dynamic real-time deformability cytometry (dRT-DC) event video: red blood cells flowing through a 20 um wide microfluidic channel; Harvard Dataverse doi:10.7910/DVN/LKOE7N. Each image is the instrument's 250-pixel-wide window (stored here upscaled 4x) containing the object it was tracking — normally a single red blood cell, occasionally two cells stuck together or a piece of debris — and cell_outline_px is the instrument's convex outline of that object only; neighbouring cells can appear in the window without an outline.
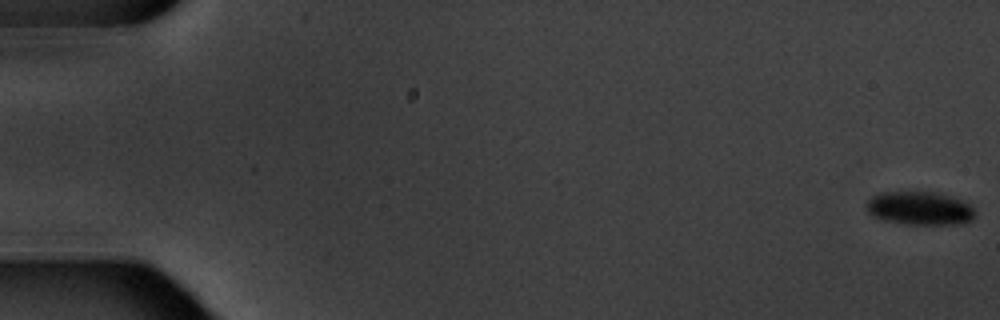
{"species": "common noctule bat (a hibernating species)", "species_latin": "Nyctalus noctula", "temperature_condition": "warm", "stored_images_in_passage": 7, "segment_of_instrument_passage": [1, 2], "camera_frame_rate_fps": 3000, "um_per_image_px": 0.085, "animal": {"sex": "male", "body_mass_g": 20.1, "forearm_length_mm": 53.5}, "frame": {"image": 1, "passage_image": 1, "time_ms": 0.0, "image_size_px": [1000, 320], "cell_outline_px": [[976, 216], [972, 220], [960, 224], [904, 224], [880, 220], [872, 216], [868, 212], [864, 204], [872, 196], [880, 192], [936, 192], [964, 200], [972, 208]], "centroid_in_image_um": [78.14, 17.71], "position_along_channel_um": 6.9, "area_um2": 21.44}}
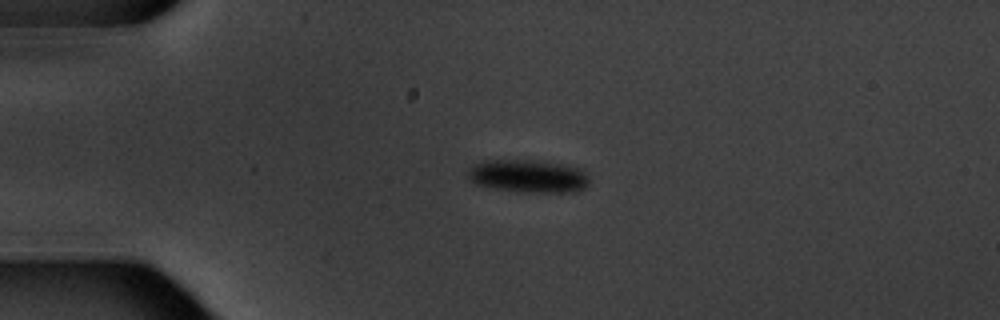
{"frame": {"image": 2, "passage_image": 5, "time_ms": 4.667, "image_size_px": [1000, 320], "cell_outline_px": [[588, 184], [584, 188], [576, 192], [516, 192], [476, 184], [468, 176], [468, 172], [476, 164], [484, 160], [544, 160], [580, 168], [588, 176]], "centroid_in_image_um": [44.95, 14.97], "position_along_channel_um": 40.1, "area_um2": 23.29}}